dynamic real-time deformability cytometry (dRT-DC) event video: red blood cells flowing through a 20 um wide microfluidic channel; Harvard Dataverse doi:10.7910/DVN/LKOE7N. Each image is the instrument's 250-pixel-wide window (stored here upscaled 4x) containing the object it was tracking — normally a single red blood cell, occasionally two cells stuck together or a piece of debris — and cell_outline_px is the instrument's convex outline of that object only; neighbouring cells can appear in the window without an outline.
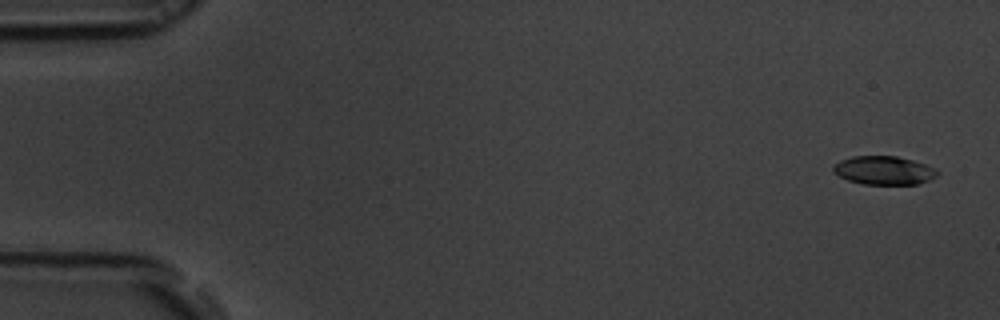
{"species": "common noctule bat (a hibernating species)", "species_latin": "Nyctalus noctula", "temperature_condition": "room temperature", "stored_images_in_passage": 53, "camera_frame_rate_fps": 3000, "um_per_image_px": 0.085, "animal": {"sex": "male", "body_mass_g": 19.5, "forearm_length_mm": 54.6}, "frame": {"image": 1, "passage_image": 2, "time_ms": 0.333, "image_size_px": [1000, 320], "cell_outline_px": [[940, 172], [936, 176], [928, 180], [916, 184], [864, 184], [848, 180], [832, 172], [832, 168], [840, 160], [852, 156], [896, 156], [912, 160], [936, 168]], "centroid_in_image_um": [75.13, 14.48], "position_along_channel_um": 9.9, "area_um2": 17.22}}
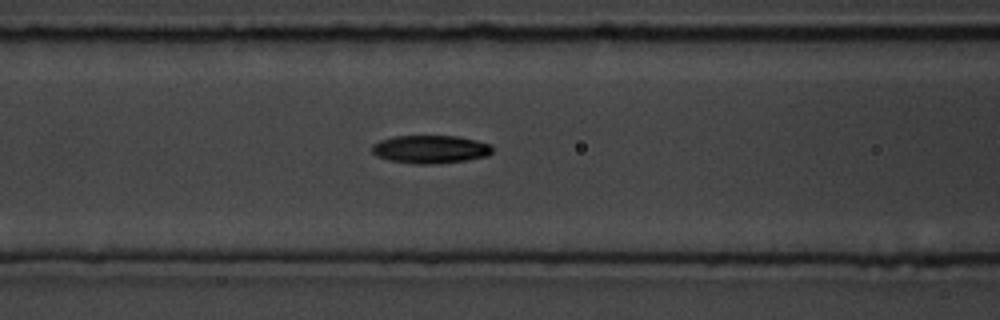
{"frame": {"image": 2, "passage_image": 22, "time_ms": 7.0, "image_size_px": [1000, 320], "cell_outline_px": [[492, 152], [488, 156], [468, 160], [432, 164], [416, 164], [388, 160], [376, 156], [372, 152], [372, 144], [380, 140], [392, 136], [456, 136], [476, 140], [492, 144]], "centroid_in_image_um": [36.58, 12.69], "position_along_channel_um": 130.0, "area_um2": 19.88}}
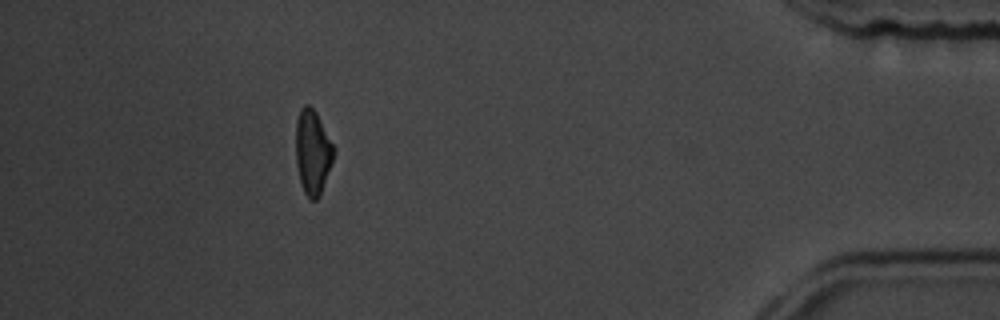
{"frame": {"image": 3, "passage_image": 48, "time_ms": 15.667, "image_size_px": [1000, 320], "cell_outline_px": [[336, 148], [320, 196], [316, 200], [308, 200], [304, 192], [300, 180], [296, 164], [296, 120], [300, 108], [304, 104], [308, 104], [316, 112]], "centroid_in_image_um": [26.57, 12.91], "position_along_channel_um": 408.6, "area_um2": 18.79}, "authors_computed_cell_mechanics": {"area_um2": 18.8428, "velocity_mm_per_s": 3.8423, "shape_relaxation_time_tau1_ms": 3.9405, "shape_relaxation_time_tau2_ms": 4.9294, "deformation_change_tau1": 0.1437, "deformation_change_tau2": 0.1159}}